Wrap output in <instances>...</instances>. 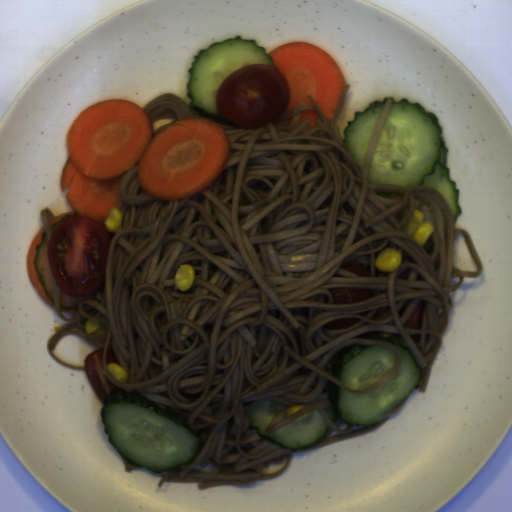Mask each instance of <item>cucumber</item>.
Instances as JSON below:
<instances>
[{"label":"cucumber","instance_id":"eb4e599e","mask_svg":"<svg viewBox=\"0 0 512 512\" xmlns=\"http://www.w3.org/2000/svg\"><path fill=\"white\" fill-rule=\"evenodd\" d=\"M49 242L46 235V231L41 233V242L36 246V257L34 261L35 270L40 280L41 286L49 298V300L55 305L54 295V279L53 272L49 260L48 254Z\"/></svg>","mask_w":512,"mask_h":512},{"label":"cucumber","instance_id":"8b760119","mask_svg":"<svg viewBox=\"0 0 512 512\" xmlns=\"http://www.w3.org/2000/svg\"><path fill=\"white\" fill-rule=\"evenodd\" d=\"M442 131L432 112L404 98L392 99L366 179L370 184L434 188L447 200L454 223L462 210L459 189L449 178Z\"/></svg>","mask_w":512,"mask_h":512},{"label":"cucumber","instance_id":"570f5f39","mask_svg":"<svg viewBox=\"0 0 512 512\" xmlns=\"http://www.w3.org/2000/svg\"><path fill=\"white\" fill-rule=\"evenodd\" d=\"M387 99L371 103L364 112H355L354 120L347 122L344 130L342 144H348L352 161L359 164L360 174L363 173L368 148Z\"/></svg>","mask_w":512,"mask_h":512},{"label":"cucumber","instance_id":"2a18db57","mask_svg":"<svg viewBox=\"0 0 512 512\" xmlns=\"http://www.w3.org/2000/svg\"><path fill=\"white\" fill-rule=\"evenodd\" d=\"M189 81L186 83L189 107L210 117H222L217 108V95L223 82L234 72L249 65L274 62L262 45L255 40H243L240 35L212 43L193 56Z\"/></svg>","mask_w":512,"mask_h":512},{"label":"cucumber","instance_id":"734fbe4a","mask_svg":"<svg viewBox=\"0 0 512 512\" xmlns=\"http://www.w3.org/2000/svg\"><path fill=\"white\" fill-rule=\"evenodd\" d=\"M277 405L278 402L262 399L258 405L248 410V429H256L257 435L283 449L302 450L326 437L330 424L323 413L316 409L297 417L272 434H267L266 429L276 413Z\"/></svg>","mask_w":512,"mask_h":512},{"label":"cucumber","instance_id":"888e309b","mask_svg":"<svg viewBox=\"0 0 512 512\" xmlns=\"http://www.w3.org/2000/svg\"><path fill=\"white\" fill-rule=\"evenodd\" d=\"M362 339L388 342L401 356L397 374L374 391L356 394L330 382L329 407H322L334 422L336 419L352 426L375 425L389 415L420 385L423 370L410 347L398 334L378 332Z\"/></svg>","mask_w":512,"mask_h":512},{"label":"cucumber","instance_id":"6e59e6d7","mask_svg":"<svg viewBox=\"0 0 512 512\" xmlns=\"http://www.w3.org/2000/svg\"><path fill=\"white\" fill-rule=\"evenodd\" d=\"M71 216H78V217H79V214H78V212H75V213H74V214H72V215H65L64 217H62L61 219H59L57 222H55V223H54V225H53L52 227H50V228H49V229H50V231H51V233L54 231V229L57 227V225H58L59 223H61L62 221H64V220L68 219V218H69V217H71Z\"/></svg>","mask_w":512,"mask_h":512},{"label":"cucumber","instance_id":"d16d356f","mask_svg":"<svg viewBox=\"0 0 512 512\" xmlns=\"http://www.w3.org/2000/svg\"><path fill=\"white\" fill-rule=\"evenodd\" d=\"M103 285H104V282L100 285V287L95 292H93L88 297H70L69 295H67L60 289V307L66 309V310L67 309L78 310L79 305L82 301L88 300V299H96L97 300V294L102 292Z\"/></svg>","mask_w":512,"mask_h":512},{"label":"cucumber","instance_id":"9523449b","mask_svg":"<svg viewBox=\"0 0 512 512\" xmlns=\"http://www.w3.org/2000/svg\"><path fill=\"white\" fill-rule=\"evenodd\" d=\"M396 360L390 346L355 344L333 364L330 376L352 390L367 389L390 372Z\"/></svg>","mask_w":512,"mask_h":512},{"label":"cucumber","instance_id":"586b57bf","mask_svg":"<svg viewBox=\"0 0 512 512\" xmlns=\"http://www.w3.org/2000/svg\"><path fill=\"white\" fill-rule=\"evenodd\" d=\"M100 414L114 450L153 473L170 471L199 455V435L181 417L137 392H111L104 397Z\"/></svg>","mask_w":512,"mask_h":512}]
</instances>
